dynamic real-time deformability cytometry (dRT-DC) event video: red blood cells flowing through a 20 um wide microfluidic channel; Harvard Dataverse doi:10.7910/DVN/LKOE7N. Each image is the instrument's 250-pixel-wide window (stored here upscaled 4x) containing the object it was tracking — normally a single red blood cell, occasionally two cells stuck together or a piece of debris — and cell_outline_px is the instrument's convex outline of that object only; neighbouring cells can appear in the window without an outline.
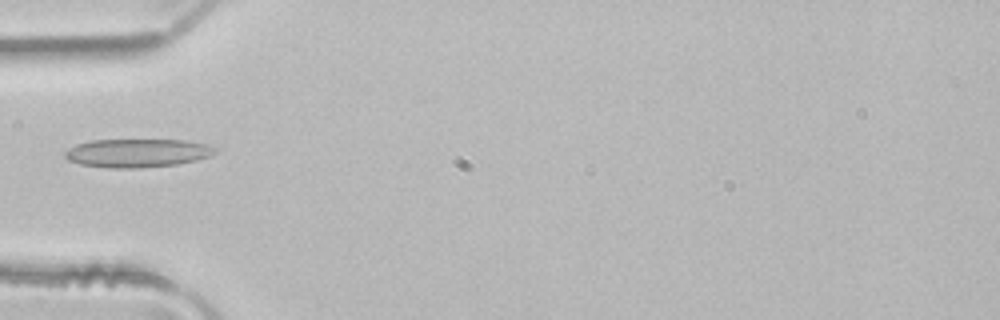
{"species": "common noctule bat (a hibernating species)", "species_latin": "Nyctalus noctula", "temperature_condition": "room temperature", "stored_images_in_passage": 4, "camera_frame_rate_fps": 3000, "um_per_image_px": 0.085, "animal": {"sex": "male", "body_mass_g": 21.5, "forearm_length_mm": 52.0}, "frame": {"image": 1, "passage_image": 4, "time_ms": 1.0, "image_size_px": [1000, 320], "cell_outline_px": [[216, 152], [208, 156], [196, 160], [176, 164], [140, 168], [108, 168], [80, 164], [68, 160], [64, 156], [64, 152], [68, 148], [76, 144], [92, 140], [184, 140], [208, 144], [216, 148]], "centroid_in_image_um": [11.64, 13.0], "position_along_channel_um": 73.4, "area_um2": 24.91}}